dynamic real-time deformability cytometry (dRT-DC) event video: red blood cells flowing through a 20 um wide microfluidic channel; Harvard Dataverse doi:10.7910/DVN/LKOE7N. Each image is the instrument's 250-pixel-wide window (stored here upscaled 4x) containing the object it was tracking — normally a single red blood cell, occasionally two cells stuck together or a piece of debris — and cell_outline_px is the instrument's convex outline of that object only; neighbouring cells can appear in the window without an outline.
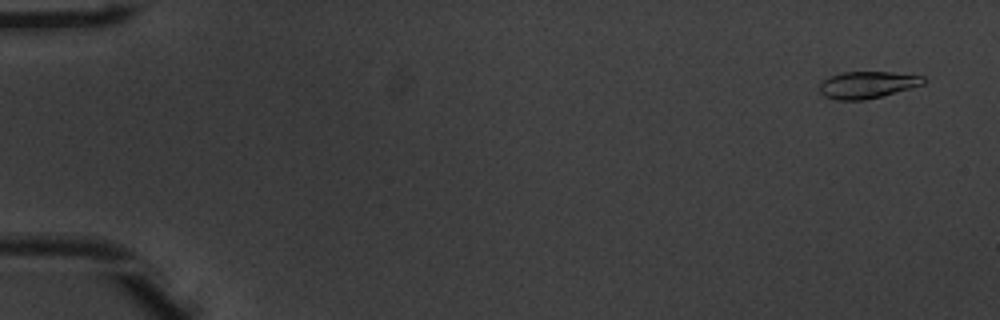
{"species": "common noctule bat (a hibernating species)", "species_latin": "Nyctalus noctula", "temperature_condition": "warm", "stored_images_in_passage": 13, "camera_frame_rate_fps": 3000, "um_per_image_px": 0.085, "animal": {"sex": "male", "body_mass_g": 20.1, "forearm_length_mm": 53.5}, "frame": {"image": 1, "passage_image": 3, "time_ms": 0.667, "image_size_px": [1000, 320], "cell_outline_px": [[928, 80], [924, 84], [880, 96], [864, 100], [836, 100], [824, 96], [820, 92], [820, 84], [824, 80], [832, 76], [844, 72], [892, 72], [924, 76]], "centroid_in_image_um": [73.75, 7.2], "position_along_channel_um": 11.3, "area_um2": 16.13}}